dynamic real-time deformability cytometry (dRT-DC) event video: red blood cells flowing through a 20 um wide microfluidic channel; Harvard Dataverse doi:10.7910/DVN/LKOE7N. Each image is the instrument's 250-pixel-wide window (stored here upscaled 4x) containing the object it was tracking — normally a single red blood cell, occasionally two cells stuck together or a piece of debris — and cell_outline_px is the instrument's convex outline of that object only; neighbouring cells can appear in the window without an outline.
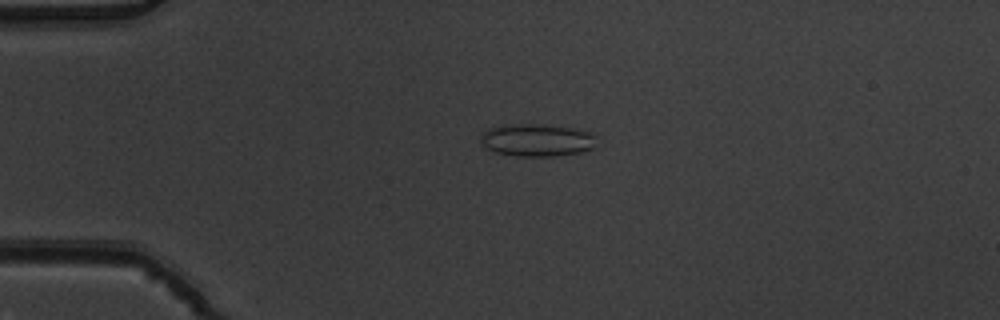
{"species": "common noctule bat (a hibernating species)", "species_latin": "Nyctalus noctula", "temperature_condition": "warm", "stored_images_in_passage": 46, "camera_frame_rate_fps": 3000, "um_per_image_px": 0.085, "animal": {"sex": "male", "body_mass_g": 19.5, "forearm_length_mm": 54.6}, "frame": {"image": 1, "passage_image": 7, "time_ms": 2.0, "image_size_px": [1000, 320], "cell_outline_px": [[596, 136], [592, 148], [580, 152], [556, 156], [516, 156], [496, 152], [488, 148], [480, 140], [480, 136], [488, 128], [504, 124], [544, 124], [572, 128], [588, 132]], "centroid_in_image_um": [45.61, 11.9], "position_along_channel_um": 39.4, "area_um2": 21.85}}
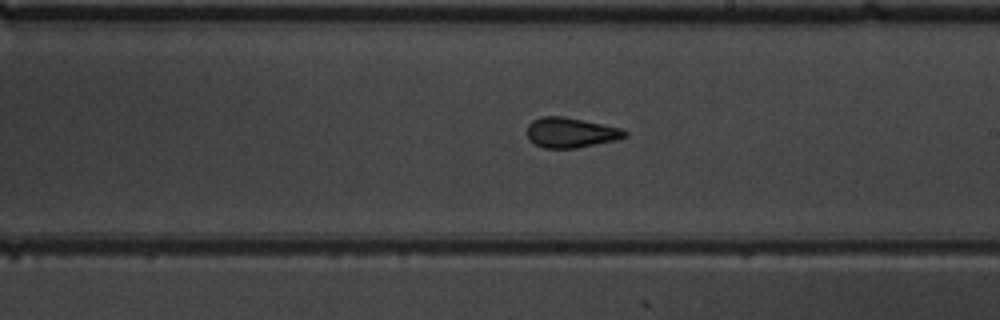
{"frame": {"image": 2, "passage_image": 25, "time_ms": 8.0, "image_size_px": [1000, 320], "cell_outline_px": [[628, 136], [616, 140], [576, 148], [544, 148], [536, 144], [528, 136], [528, 124], [532, 120], [544, 116], [564, 116], [604, 124], [620, 128], [628, 132]], "centroid_in_image_um": [48.55, 11.26], "position_along_channel_um": 240.5, "area_um2": 17.05}}
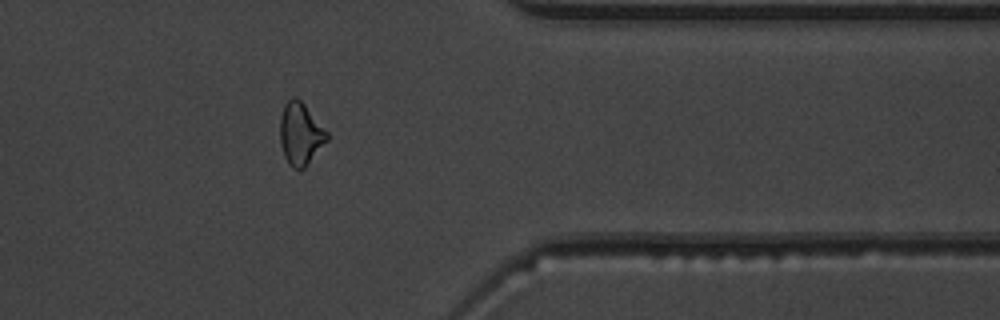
{"frame": {"image": 3, "passage_image": 37, "time_ms": 12.0, "image_size_px": [1000, 320], "cell_outline_px": [[328, 140], [304, 168], [292, 168], [288, 164], [284, 156], [280, 144], [280, 116], [284, 104], [292, 96], [296, 96], [304, 104], [328, 132]], "centroid_in_image_um": [25.52, 11.36], "position_along_channel_um": 385.9, "area_um2": 17.05}, "authors_computed_cell_mechanics": {"area_um2": 17.2822, "velocity_mm_per_s": 3.9259, "shape_relaxation_time_tau1_ms": 5.0966, "shape_relaxation_time_tau2_ms": 1.2891, "deformation_change_tau1": 0.1274, "deformation_change_tau2": 0.0785}}